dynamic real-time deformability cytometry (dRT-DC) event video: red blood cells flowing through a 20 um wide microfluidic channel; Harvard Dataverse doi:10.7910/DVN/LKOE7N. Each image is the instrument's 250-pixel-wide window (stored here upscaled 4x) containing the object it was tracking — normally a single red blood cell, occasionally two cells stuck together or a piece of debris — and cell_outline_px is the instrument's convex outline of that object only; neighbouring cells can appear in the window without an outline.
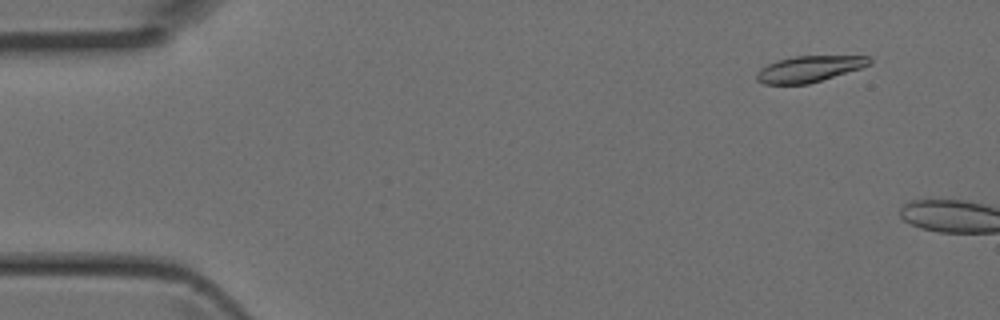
{"species": "Egyptian fruit bat (a non-hibernating species)", "species_latin": "Rousettus aegyptiacus", "temperature_condition": "room temperature", "stored_images_in_passage": 2, "camera_frame_rate_fps": 3000, "um_per_image_px": 0.085, "animal": {"sex": "female"}, "frame": {"image": 1, "passage_image": 2, "time_ms": 0.333, "image_size_px": [1000, 320], "cell_outline_px": [[872, 60], [868, 64], [860, 68], [808, 84], [764, 84], [756, 80], [756, 72], [760, 68], [776, 60], [796, 56], [868, 56]], "centroid_in_image_um": [68.71, 5.86], "position_along_channel_um": 16.3, "area_um2": 16.99}}